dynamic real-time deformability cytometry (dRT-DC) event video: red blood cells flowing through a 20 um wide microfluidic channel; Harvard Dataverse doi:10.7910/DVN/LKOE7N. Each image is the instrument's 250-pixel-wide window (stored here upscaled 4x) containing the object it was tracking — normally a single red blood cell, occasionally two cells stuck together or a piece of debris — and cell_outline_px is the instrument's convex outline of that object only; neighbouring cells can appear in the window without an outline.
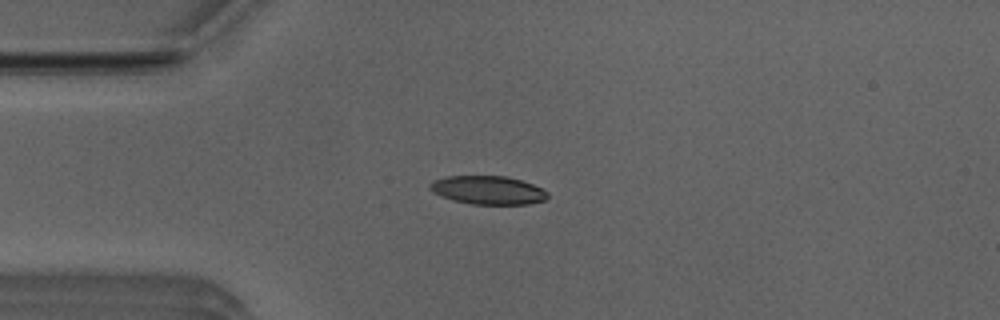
{"species": "Egyptian fruit bat (a non-hibernating species)", "species_latin": "Rousettus aegyptiacus", "temperature_condition": "room temperature", "stored_images_in_passage": 48, "camera_frame_rate_fps": 3000, "um_per_image_px": 0.085, "animal": {"sex": "male"}, "frame": {"image": 1, "passage_image": 9, "time_ms": 2.667, "image_size_px": [1000, 320], "cell_outline_px": [[548, 196], [544, 200], [528, 204], [472, 204], [452, 200], [440, 196], [432, 192], [428, 188], [428, 184], [436, 180], [448, 176], [508, 176], [532, 184], [548, 192]], "centroid_in_image_um": [41.45, 16.16], "position_along_channel_um": 43.6, "area_um2": 19.48}}
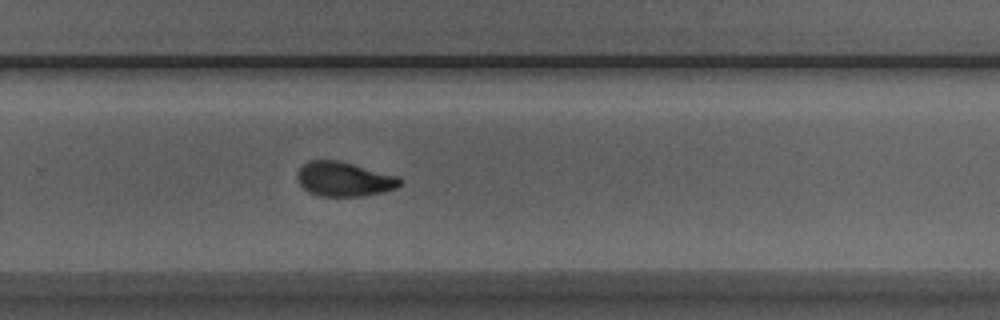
{"frame": {"image": 2, "passage_image": 30, "time_ms": 9.667, "image_size_px": [1000, 320], "cell_outline_px": [[404, 180], [396, 188], [364, 196], [316, 196], [308, 192], [296, 180], [296, 172], [308, 160], [340, 160], [400, 176]], "centroid_in_image_um": [29.24, 15.21], "position_along_channel_um": 300.6, "area_um2": 20.98}}
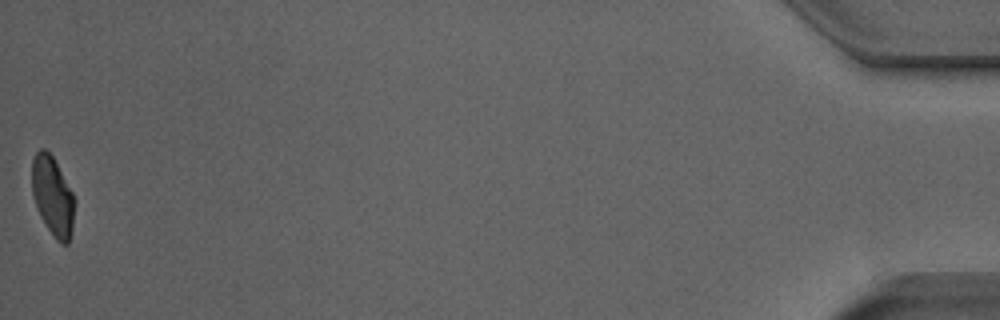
{"frame": {"image": 3, "passage_image": 48, "time_ms": 15.667, "image_size_px": [1000, 320], "cell_outline_px": [[76, 200], [72, 228], [68, 244], [60, 244], [56, 240], [40, 216], [32, 192], [32, 160], [36, 152], [40, 148], [44, 148], [52, 156], [72, 192]], "centroid_in_image_um": [4.49, 16.68], "position_along_channel_um": 430.7, "area_um2": 19.54}, "authors_computed_cell_mechanics": {"area_um2": 20.519, "velocity_mm_per_s": 3.9253, "shape_relaxation_time_tau1_ms": 4.2255, "shape_relaxation_time_tau2_ms": 2.2718, "deformation_change_tau1": 0.1528, "deformation_change_tau2": 0.0764}}